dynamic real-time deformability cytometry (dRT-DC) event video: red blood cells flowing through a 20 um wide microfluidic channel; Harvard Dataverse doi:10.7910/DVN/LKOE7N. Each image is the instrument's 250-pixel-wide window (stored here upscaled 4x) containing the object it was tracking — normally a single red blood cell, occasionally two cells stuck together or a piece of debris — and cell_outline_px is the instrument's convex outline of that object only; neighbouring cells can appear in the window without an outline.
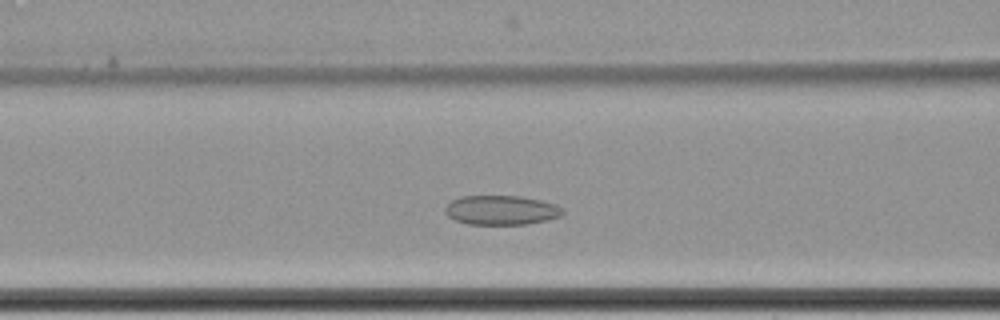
{"species": "common noctule bat (a hibernating species)", "species_latin": "Nyctalus noctula", "temperature_condition": "cold", "stored_images_in_passage": 35, "camera_frame_rate_fps": 3000, "um_per_image_px": 0.085, "animal": {"sex": "female", "body_mass_g": 22.7, "forearm_length_mm": 54.2}, "frame": {"image": 1, "passage_image": 7, "time_ms": 2.0, "image_size_px": [1000, 320], "cell_outline_px": [[564, 212], [560, 216], [548, 220], [528, 224], [468, 224], [456, 220], [448, 216], [444, 212], [444, 208], [452, 200], [460, 196], [520, 196], [540, 200], [556, 204]], "centroid_in_image_um": [42.59, 17.86], "position_along_channel_um": 124.0, "area_um2": 20.11}}
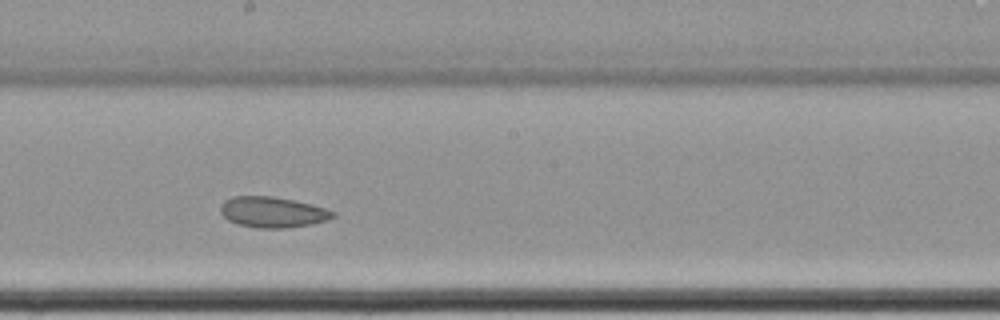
{"frame": {"image": 2, "passage_image": 16, "time_ms": 5.0, "image_size_px": [1000, 320], "cell_outline_px": [[336, 216], [328, 220], [312, 224], [288, 228], [256, 228], [236, 224], [228, 220], [220, 212], [220, 204], [224, 200], [232, 196], [272, 196], [312, 204], [336, 212]], "centroid_in_image_um": [23.16, 18.04], "position_along_channel_um": 225.0, "area_um2": 20.35}}
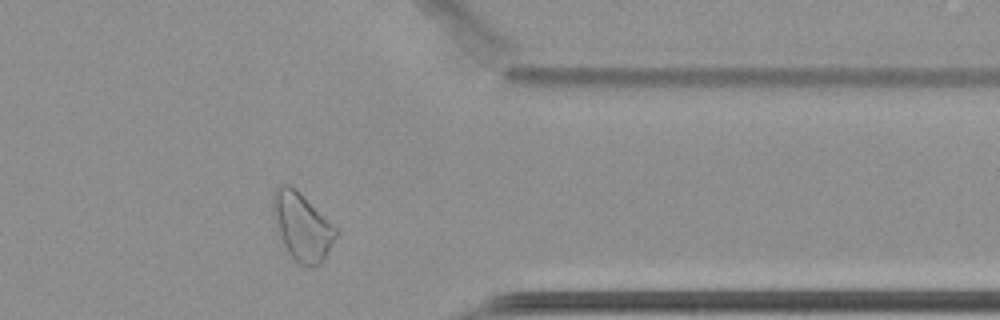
{"frame": {"image": 3, "passage_image": 31, "time_ms": 10.0, "image_size_px": [1000, 320], "cell_outline_px": [[336, 236], [324, 260], [320, 264], [308, 268], [300, 264], [284, 252], [272, 212], [272, 192], [280, 184], [292, 184], [336, 228]], "centroid_in_image_um": [25.62, 19.27], "position_along_channel_um": 385.8, "area_um2": 25.14}}